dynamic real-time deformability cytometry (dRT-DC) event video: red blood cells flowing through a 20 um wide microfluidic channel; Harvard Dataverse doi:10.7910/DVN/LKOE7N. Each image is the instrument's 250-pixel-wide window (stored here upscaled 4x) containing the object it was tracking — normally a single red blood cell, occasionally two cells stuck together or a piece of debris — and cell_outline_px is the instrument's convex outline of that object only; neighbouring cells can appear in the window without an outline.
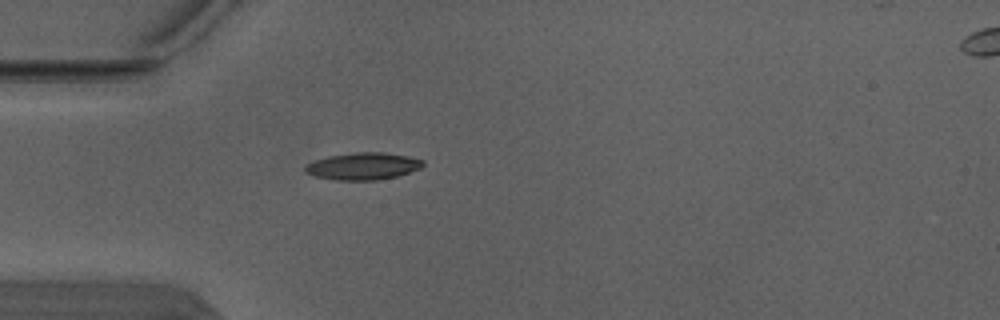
{"species": "Egyptian fruit bat (a non-hibernating species)", "species_latin": "Rousettus aegyptiacus", "temperature_condition": "warm", "stored_images_in_passage": 2, "camera_frame_rate_fps": 3000, "um_per_image_px": 0.085, "animal": {"sex": "male"}, "frame": {"image": 1, "passage_image": 1, "time_ms": 0.0, "image_size_px": [1000, 320], "cell_outline_px": [[424, 164], [420, 168], [396, 176], [376, 180], [336, 180], [316, 176], [304, 172], [304, 164], [328, 156], [356, 152], [384, 152], [408, 156], [424, 160]], "centroid_in_image_um": [30.83, 14.12], "position_along_channel_um": 54.2, "area_um2": 18.55}}